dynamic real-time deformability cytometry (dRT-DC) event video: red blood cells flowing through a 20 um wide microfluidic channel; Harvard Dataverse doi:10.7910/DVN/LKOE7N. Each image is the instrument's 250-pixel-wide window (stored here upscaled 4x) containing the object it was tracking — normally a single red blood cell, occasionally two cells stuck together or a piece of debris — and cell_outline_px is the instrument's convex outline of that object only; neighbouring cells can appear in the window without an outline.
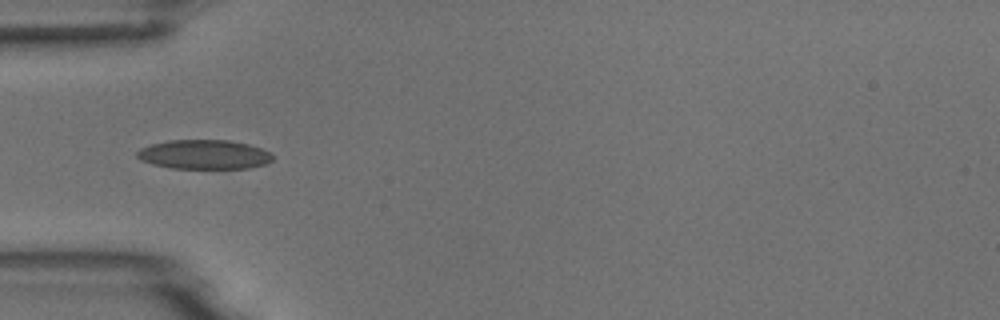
{"species": "common noctule bat (a hibernating species)", "species_latin": "Nyctalus noctula", "temperature_condition": "room temperature", "stored_images_in_passage": 12, "camera_frame_rate_fps": 3000, "um_per_image_px": 0.085, "animal": {"sex": "male", "body_mass_g": 18.8}, "frame": {"image": 1, "passage_image": 3, "time_ms": 0.667, "image_size_px": [1000, 320], "cell_outline_px": [[272, 160], [264, 164], [248, 168], [172, 168], [152, 164], [140, 160], [136, 156], [136, 152], [140, 148], [152, 144], [168, 140], [228, 140], [248, 144], [272, 152]], "centroid_in_image_um": [17.33, 13.13], "position_along_channel_um": 67.7, "area_um2": 23.12}}